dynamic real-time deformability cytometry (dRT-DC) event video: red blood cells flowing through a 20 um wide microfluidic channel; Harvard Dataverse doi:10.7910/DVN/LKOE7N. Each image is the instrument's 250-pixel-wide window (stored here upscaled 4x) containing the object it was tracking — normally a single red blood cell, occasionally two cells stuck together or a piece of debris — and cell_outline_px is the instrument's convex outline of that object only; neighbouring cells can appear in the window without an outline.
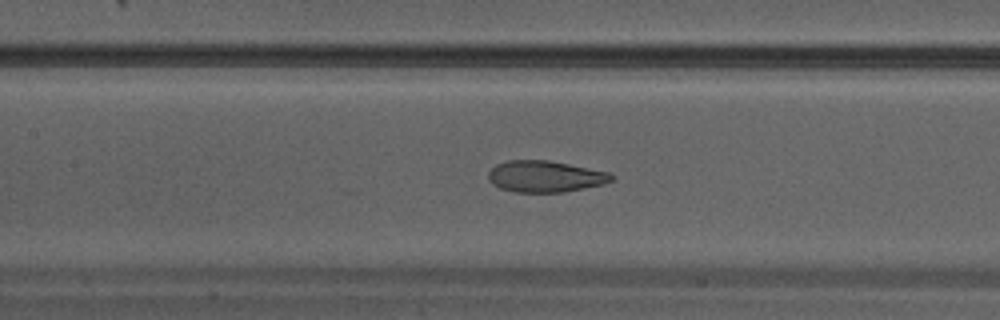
{"species": "Egyptian fruit bat (a non-hibernating species)", "species_latin": "Rousettus aegyptiacus", "temperature_condition": "warm", "stored_images_in_passage": 28, "camera_frame_rate_fps": 3000, "um_per_image_px": 0.085, "animal": {"sex": "male"}, "frame": {"image": 1, "passage_image": 9, "time_ms": 2.667, "image_size_px": [1000, 320], "cell_outline_px": [[616, 176], [612, 180], [604, 184], [564, 192], [516, 192], [500, 188], [492, 184], [488, 180], [488, 172], [496, 164], [508, 160], [548, 160], [612, 172]], "centroid_in_image_um": [46.36, 14.99], "position_along_channel_um": 161.0, "area_um2": 22.77}}
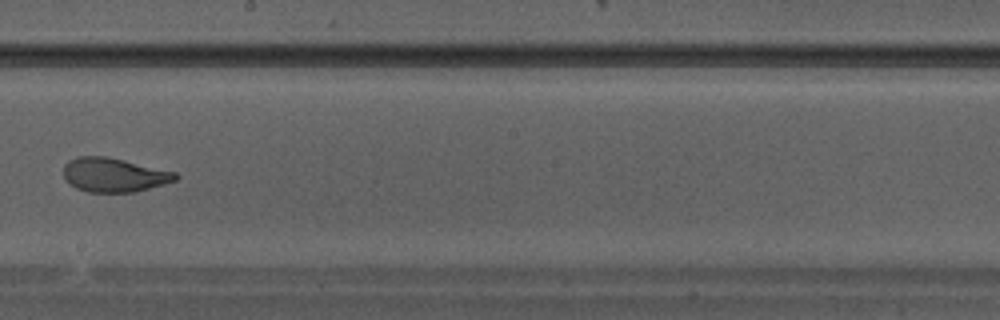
{"frame": {"image": 2, "passage_image": 13, "time_ms": 4.0, "image_size_px": [1000, 320], "cell_outline_px": [[180, 176], [176, 180], [164, 184], [136, 192], [88, 192], [76, 188], [68, 184], [64, 180], [64, 164], [68, 160], [76, 156], [104, 156], [124, 160], [176, 172]], "centroid_in_image_um": [9.66, 14.87], "position_along_channel_um": 238.5, "area_um2": 22.43}}